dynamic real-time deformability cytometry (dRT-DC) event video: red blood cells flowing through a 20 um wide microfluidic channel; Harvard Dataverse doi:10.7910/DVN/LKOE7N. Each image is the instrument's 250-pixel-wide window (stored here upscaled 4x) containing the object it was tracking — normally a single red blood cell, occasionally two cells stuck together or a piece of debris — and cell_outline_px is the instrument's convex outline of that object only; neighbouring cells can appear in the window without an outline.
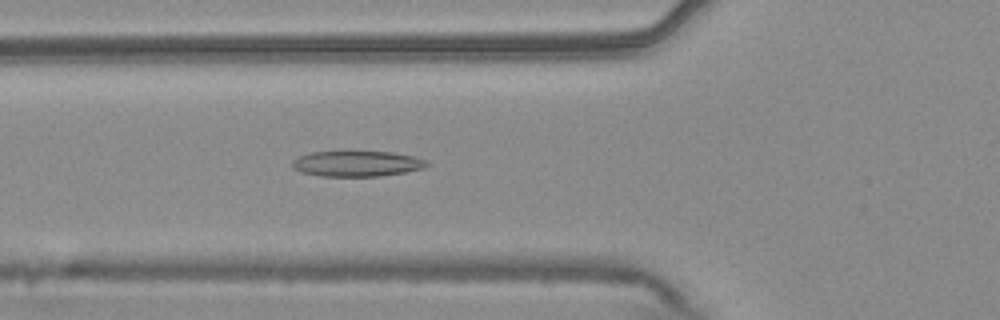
{"species": "common noctule bat (a hibernating species)", "species_latin": "Nyctalus noctula", "temperature_condition": "warm", "stored_images_in_passage": 42, "camera_frame_rate_fps": 3000, "um_per_image_px": 0.085, "animal": {"sex": "male", "body_mass_g": 20.4}, "frame": {"image": 1, "passage_image": 7, "time_ms": 2.0, "image_size_px": [1000, 320], "cell_outline_px": [[428, 164], [424, 168], [404, 172], [380, 176], [320, 176], [300, 172], [292, 168], [292, 160], [300, 156], [312, 152], [392, 152], [416, 156], [428, 160]], "centroid_in_image_um": [30.35, 13.91], "position_along_channel_um": 95.4, "area_um2": 20.06}}
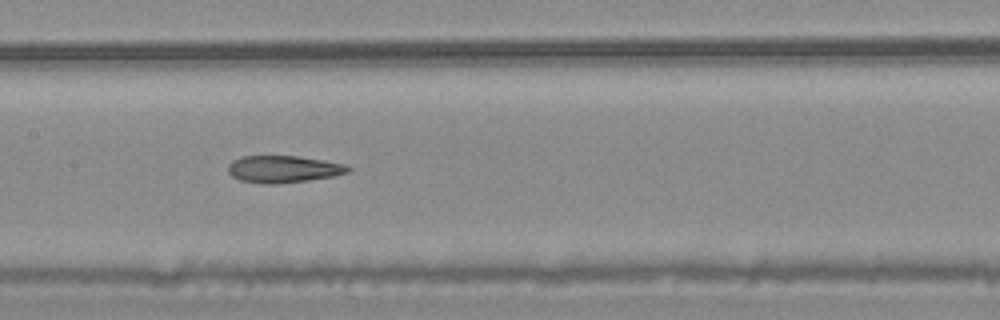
{"frame": {"image": 2, "passage_image": 14, "time_ms": 4.333, "image_size_px": [1000, 320], "cell_outline_px": [[352, 168], [348, 172], [332, 176], [308, 180], [276, 184], [264, 184], [240, 180], [232, 176], [228, 172], [228, 164], [232, 160], [240, 156], [296, 156], [324, 160], [348, 164]], "centroid_in_image_um": [24.08, 14.37], "position_along_channel_um": 183.3, "area_um2": 19.02}}
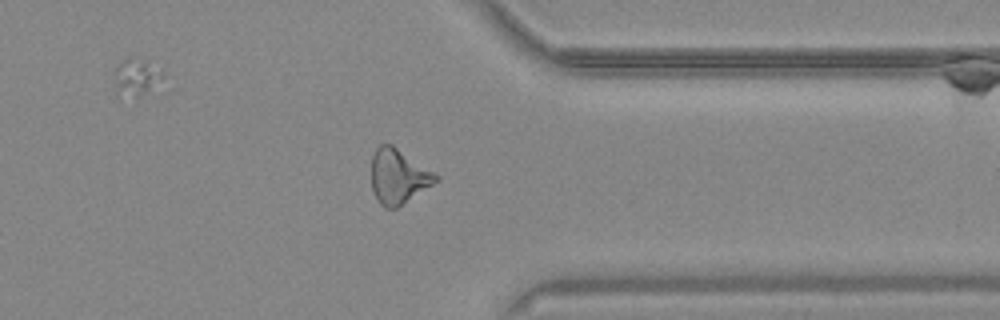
{"frame": {"image": 3, "passage_image": 30, "time_ms": 9.667, "image_size_px": [1000, 320], "cell_outline_px": [[440, 180], [396, 208], [384, 208], [380, 204], [372, 188], [372, 156], [376, 148], [380, 144], [392, 144], [440, 176]], "centroid_in_image_um": [33.87, 14.99], "position_along_channel_um": 377.5, "area_um2": 20.4}, "authors_computed_cell_mechanics": {"area_um2": 19.6809, "velocity_mm_per_s": 3.7382, "shape_relaxation_time_tau1_ms": null, "shape_relaxation_time_tau2_ms": 3.4063, "deformation_change_tau1": null, "deformation_change_tau2": 0.138}}